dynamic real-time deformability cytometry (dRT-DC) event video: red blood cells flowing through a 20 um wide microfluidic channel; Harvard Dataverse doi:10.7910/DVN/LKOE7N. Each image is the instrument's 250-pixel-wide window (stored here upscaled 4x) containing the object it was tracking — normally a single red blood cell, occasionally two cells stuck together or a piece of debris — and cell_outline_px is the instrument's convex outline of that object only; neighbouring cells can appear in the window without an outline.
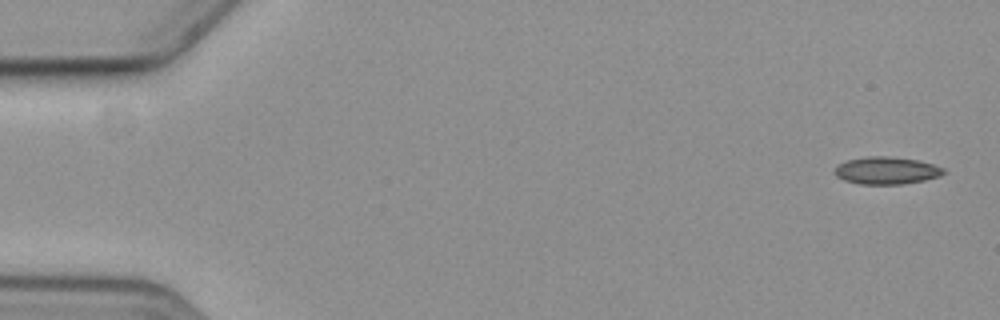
{"species": "common noctule bat (a hibernating species)", "species_latin": "Nyctalus noctula", "temperature_condition": "cold", "stored_images_in_passage": 11, "camera_frame_rate_fps": 3000, "um_per_image_px": 0.085, "animal": {"sex": "female", "body_mass_g": 19.3, "forearm_length_mm": 54.1}, "frame": {"image": 1, "passage_image": 1, "time_ms": 0.0, "image_size_px": [1000, 320], "cell_outline_px": [[948, 172], [940, 176], [924, 180], [900, 184], [860, 184], [844, 180], [836, 176], [832, 172], [836, 164], [848, 160], [864, 156], [888, 156], [916, 160], [932, 164], [944, 168]], "centroid_in_image_um": [75.31, 14.49], "position_along_channel_um": 9.7, "area_um2": 17.51}}
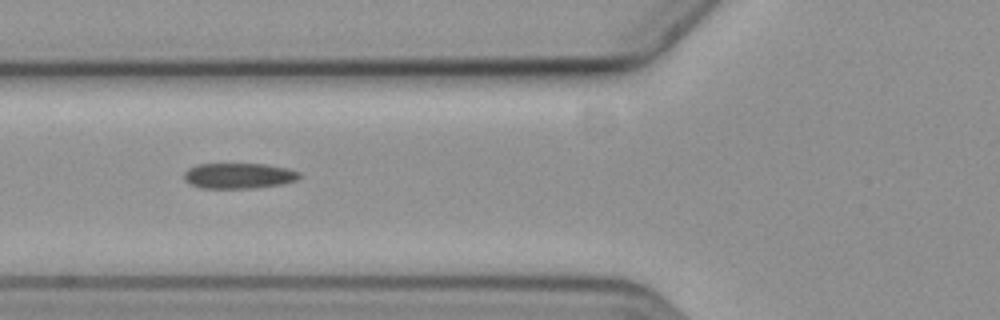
{"frame": {"image": 2, "passage_image": 6, "time_ms": 6.667, "image_size_px": [1000, 320], "cell_outline_px": [[300, 176], [296, 180], [284, 184], [252, 188], [200, 188], [184, 180], [184, 172], [188, 168], [196, 164], [264, 164], [288, 168], [300, 172]], "centroid_in_image_um": [20.29, 14.94], "position_along_channel_um": 105.5, "area_um2": 17.22}}
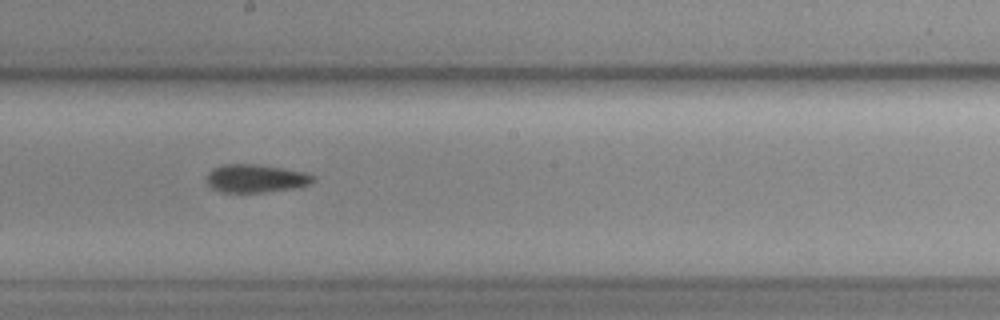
{"frame": {"image": 3, "passage_image": 9, "time_ms": 10.0, "image_size_px": [1000, 320], "cell_outline_px": [[316, 180], [300, 188], [264, 192], [224, 192], [212, 188], [208, 184], [208, 172], [212, 168], [224, 164], [252, 164], [280, 168], [304, 172], [312, 176]], "centroid_in_image_um": [21.74, 15.17], "position_along_channel_um": 226.5, "area_um2": 17.28}}